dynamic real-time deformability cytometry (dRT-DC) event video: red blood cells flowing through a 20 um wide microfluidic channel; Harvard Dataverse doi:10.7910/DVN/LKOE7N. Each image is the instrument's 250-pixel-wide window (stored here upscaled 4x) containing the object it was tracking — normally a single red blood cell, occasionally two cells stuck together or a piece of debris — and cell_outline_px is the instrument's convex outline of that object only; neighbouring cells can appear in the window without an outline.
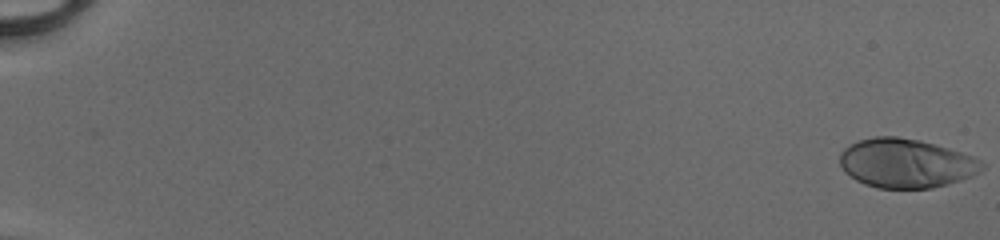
{"species": "human", "species_latin": "Homo sapiens", "temperature_condition": "cold", "stored_images_in_passage": 52, "camera_frame_rate_fps": 3000, "um_per_image_px": 0.085, "donor": {"sex": "male"}, "frame": {"image": 1, "passage_image": 1, "time_ms": 0.0, "image_size_px": [1000, 240], "cell_outline_px": [[984, 168], [972, 176], [948, 184], [932, 188], [876, 188], [864, 184], [856, 180], [844, 172], [840, 164], [840, 152], [844, 148], [860, 140], [876, 136], [896, 136], [916, 140], [932, 144], [960, 152], [972, 156], [980, 160], [984, 164]], "centroid_in_image_um": [76.98, 13.89], "position_along_channel_um": 8.0, "area_um2": 40.4}}
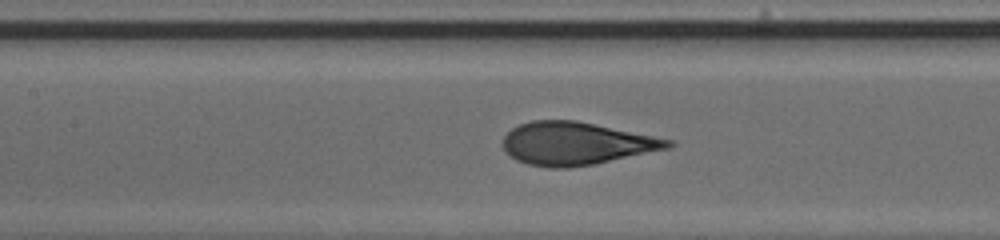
{"frame": {"image": 2, "passage_image": 27, "time_ms": 8.667, "image_size_px": [1000, 240], "cell_outline_px": [[676, 144], [672, 148], [592, 164], [568, 168], [548, 168], [528, 164], [516, 160], [504, 152], [504, 136], [512, 128], [520, 124], [532, 120], [576, 120], [672, 140]], "centroid_in_image_um": [48.96, 12.2], "position_along_channel_um": 158.4, "area_um2": 41.1}}
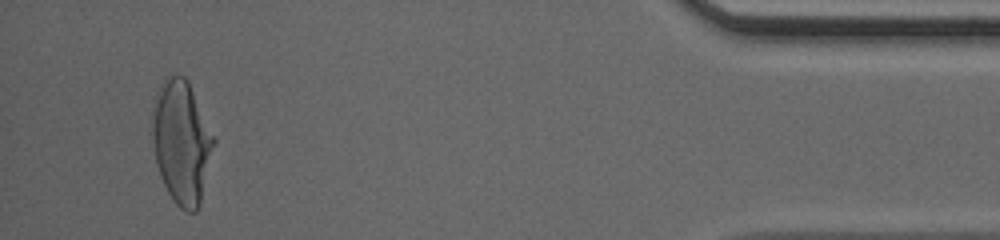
{"frame": {"image": 3, "passage_image": 50, "time_ms": 16.333, "image_size_px": [1000, 240], "cell_outline_px": [[216, 140], [200, 204], [196, 212], [184, 212], [172, 200], [160, 176], [156, 164], [152, 136], [152, 108], [164, 80], [172, 76], [184, 76], [188, 80]], "centroid_in_image_um": [15.45, 12.13], "position_along_channel_um": 419.8, "area_um2": 43.93}, "authors_computed_cell_mechanics": {"area_um2": 41.038, "velocity_mm_per_s": 4.1677, "shape_relaxation_time_tau1_ms": 4.0082, "shape_relaxation_time_tau2_ms": null, "deformation_change_tau1": 0.204, "deformation_change_tau2": null}}